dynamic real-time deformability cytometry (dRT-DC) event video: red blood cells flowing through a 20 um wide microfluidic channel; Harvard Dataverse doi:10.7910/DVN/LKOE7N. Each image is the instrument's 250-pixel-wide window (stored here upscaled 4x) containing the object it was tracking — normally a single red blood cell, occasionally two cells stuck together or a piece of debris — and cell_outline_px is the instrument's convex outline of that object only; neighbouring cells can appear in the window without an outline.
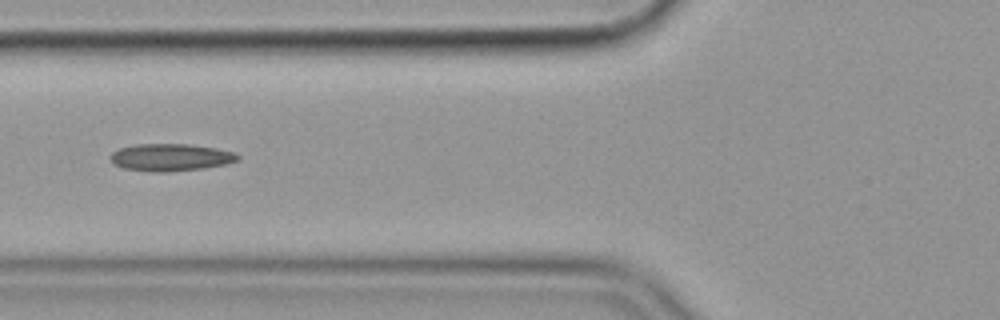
{"species": "common noctule bat (a hibernating species)", "species_latin": "Nyctalus noctula", "temperature_condition": "cold", "stored_images_in_passage": 36, "camera_frame_rate_fps": 3000, "um_per_image_px": 0.085, "animal": {"sex": "female", "body_mass_g": 19.9}, "frame": {"image": 1, "passage_image": 2, "time_ms": 0.333, "image_size_px": [1000, 320], "cell_outline_px": [[240, 160], [224, 164], [204, 168], [172, 172], [152, 172], [124, 168], [116, 164], [112, 160], [112, 152], [120, 148], [136, 144], [188, 144], [216, 148], [236, 152], [240, 156]], "centroid_in_image_um": [14.56, 13.37], "position_along_channel_um": 111.2, "area_um2": 20.23}}
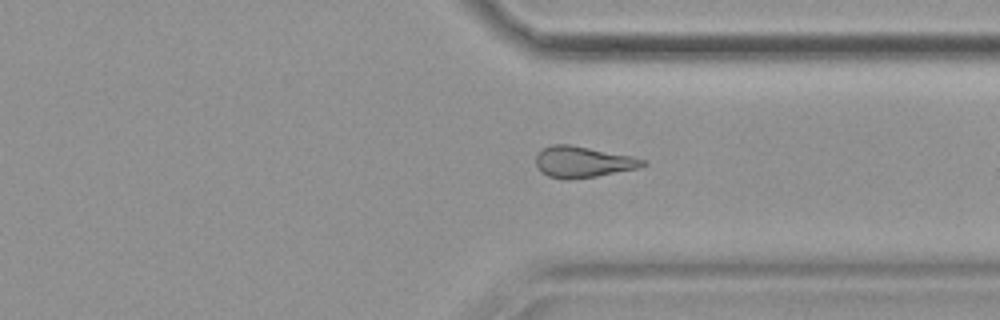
{"frame": {"image": 2, "passage_image": 23, "time_ms": 7.333, "image_size_px": [1000, 320], "cell_outline_px": [[648, 164], [640, 168], [596, 176], [568, 180], [564, 180], [548, 176], [540, 172], [536, 164], [536, 156], [544, 148], [552, 144], [568, 144], [632, 156], [644, 160]], "centroid_in_image_um": [49.54, 13.78], "position_along_channel_um": 361.9, "area_um2": 19.36}}
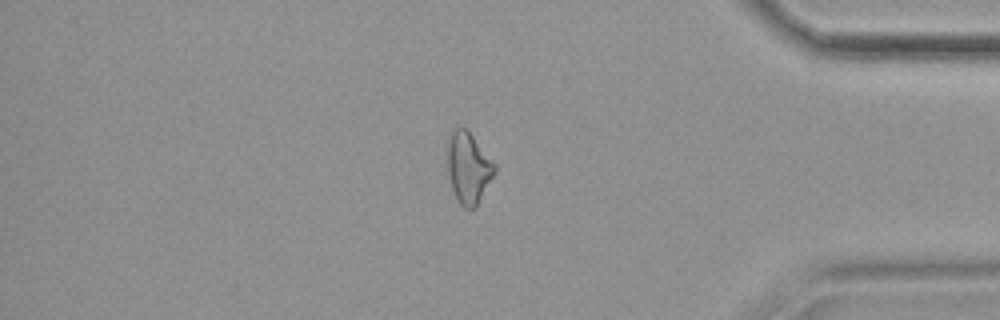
{"frame": {"image": 3, "passage_image": 28, "time_ms": 9.0, "image_size_px": [1000, 320], "cell_outline_px": [[496, 172], [476, 208], [464, 208], [456, 200], [452, 188], [448, 172], [448, 144], [452, 132], [456, 128], [464, 128], [472, 136], [496, 164]], "centroid_in_image_um": [39.84, 14.33], "position_along_channel_um": 395.4, "area_um2": 19.31}}